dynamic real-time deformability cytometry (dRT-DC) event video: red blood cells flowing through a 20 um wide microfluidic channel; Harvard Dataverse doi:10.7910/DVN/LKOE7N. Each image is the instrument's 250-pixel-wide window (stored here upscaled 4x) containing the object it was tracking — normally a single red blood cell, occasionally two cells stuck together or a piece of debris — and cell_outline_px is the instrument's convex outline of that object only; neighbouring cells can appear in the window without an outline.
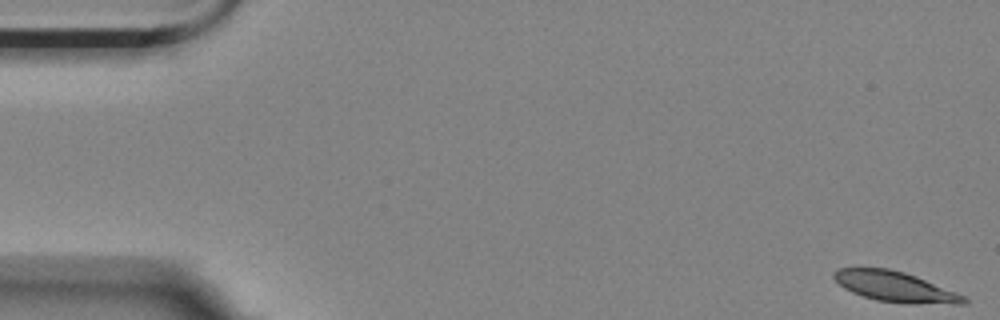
{"species": "Egyptian fruit bat (a non-hibernating species)", "species_latin": "Rousettus aegyptiacus", "temperature_condition": "room temperature", "stored_images_in_passage": 15, "camera_frame_rate_fps": 3000, "um_per_image_px": 0.085, "animal": {"sex": "female"}, "frame": {"image": 1, "passage_image": 1, "time_ms": 0.0, "image_size_px": [1000, 320], "cell_outline_px": [[968, 304], [908, 304], [876, 300], [852, 292], [844, 288], [832, 276], [832, 272], [836, 268], [888, 268], [904, 272], [916, 276], [956, 292], [964, 296], [968, 300]], "centroid_in_image_um": [76.09, 24.37], "position_along_channel_um": 8.9, "area_um2": 23.0}}
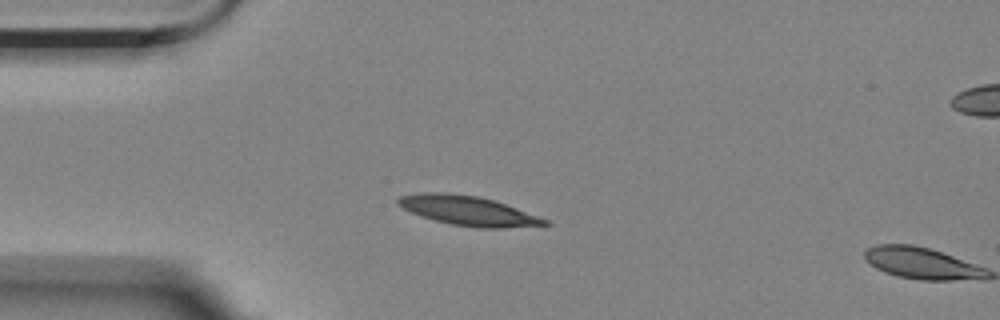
{"frame": {"image": 2, "passage_image": 14, "time_ms": 4.333, "image_size_px": [1000, 320], "cell_outline_px": [[552, 224], [504, 228], [476, 228], [452, 224], [420, 216], [396, 204], [396, 200], [400, 196], [420, 192], [444, 192], [476, 196], [492, 200], [516, 208], [548, 220]], "centroid_in_image_um": [39.75, 17.91], "position_along_channel_um": 45.2, "area_um2": 24.91}}